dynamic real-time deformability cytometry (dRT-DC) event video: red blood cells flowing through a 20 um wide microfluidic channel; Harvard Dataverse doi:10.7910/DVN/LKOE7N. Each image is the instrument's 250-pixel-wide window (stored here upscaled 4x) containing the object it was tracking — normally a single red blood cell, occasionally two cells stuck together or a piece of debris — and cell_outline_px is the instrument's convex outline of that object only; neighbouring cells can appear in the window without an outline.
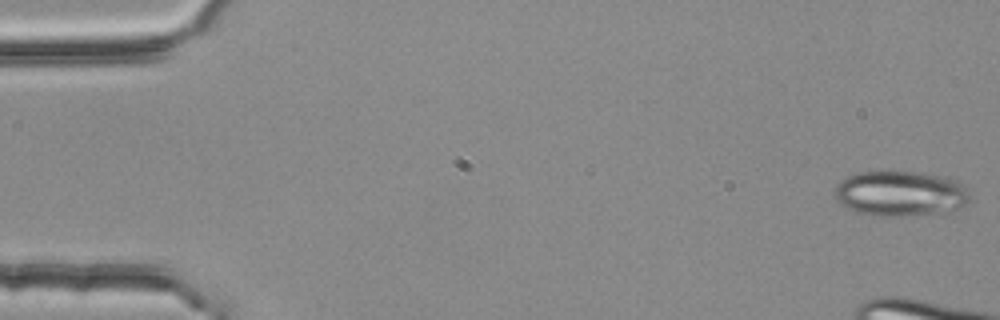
{"species": "common noctule bat (a hibernating species)", "species_latin": "Nyctalus noctula", "temperature_condition": "room temperature", "stored_images_in_passage": 12, "camera_frame_rate_fps": 3000, "um_per_image_px": 0.085, "animal": {"sex": "female", "body_mass_g": 25.1}, "frame": {"image": 1, "passage_image": 1, "time_ms": 0.0, "image_size_px": [1000, 320], "cell_outline_px": [[968, 200], [960, 208], [948, 212], [900, 216], [880, 216], [856, 212], [840, 204], [836, 200], [836, 184], [840, 180], [856, 172], [920, 172], [944, 176], [956, 180], [968, 192]], "centroid_in_image_um": [76.51, 16.45], "position_along_channel_um": 8.5, "area_um2": 35.55}}